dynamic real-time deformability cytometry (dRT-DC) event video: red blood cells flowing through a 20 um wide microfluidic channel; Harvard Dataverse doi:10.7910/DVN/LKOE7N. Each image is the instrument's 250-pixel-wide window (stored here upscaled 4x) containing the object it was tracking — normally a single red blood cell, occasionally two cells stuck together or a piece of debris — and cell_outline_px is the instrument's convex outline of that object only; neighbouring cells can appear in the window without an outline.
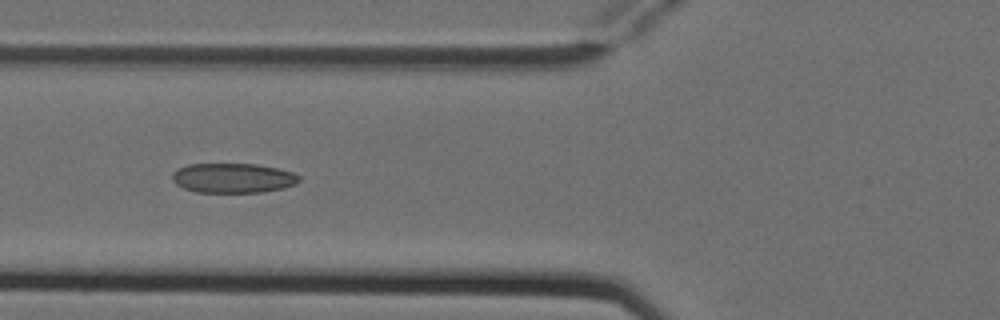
{"species": "Egyptian fruit bat (a non-hibernating species)", "species_latin": "Rousettus aegyptiacus", "temperature_condition": "cold", "stored_images_in_passage": 7, "camera_frame_rate_fps": 3000, "um_per_image_px": 0.085, "animal": {"sex": "female"}, "frame": {"image": 1, "passage_image": 6, "time_ms": 1.667, "image_size_px": [1000, 320], "cell_outline_px": [[300, 180], [296, 184], [284, 188], [260, 192], [196, 192], [184, 188], [176, 184], [172, 180], [172, 172], [176, 168], [188, 164], [256, 164], [276, 168], [292, 172], [300, 176]], "centroid_in_image_um": [19.78, 15.13], "position_along_channel_um": 106.0, "area_um2": 22.02}}
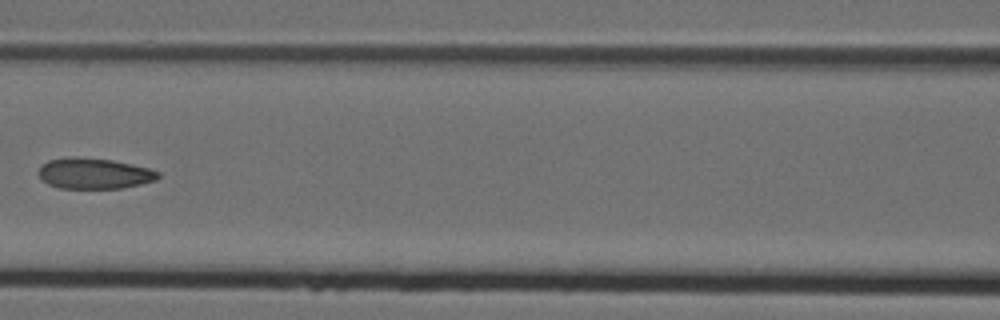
{"frame": {"image": 2, "passage_image": 7, "time_ms": 2.0, "image_size_px": [1000, 320], "cell_outline_px": [[160, 176], [156, 180], [140, 184], [120, 188], [60, 188], [48, 184], [36, 172], [40, 164], [48, 160], [72, 156], [76, 156], [112, 160], [132, 164], [148, 168], [160, 172]], "centroid_in_image_um": [7.97, 14.73], "position_along_channel_um": 158.6, "area_um2": 21.56}}